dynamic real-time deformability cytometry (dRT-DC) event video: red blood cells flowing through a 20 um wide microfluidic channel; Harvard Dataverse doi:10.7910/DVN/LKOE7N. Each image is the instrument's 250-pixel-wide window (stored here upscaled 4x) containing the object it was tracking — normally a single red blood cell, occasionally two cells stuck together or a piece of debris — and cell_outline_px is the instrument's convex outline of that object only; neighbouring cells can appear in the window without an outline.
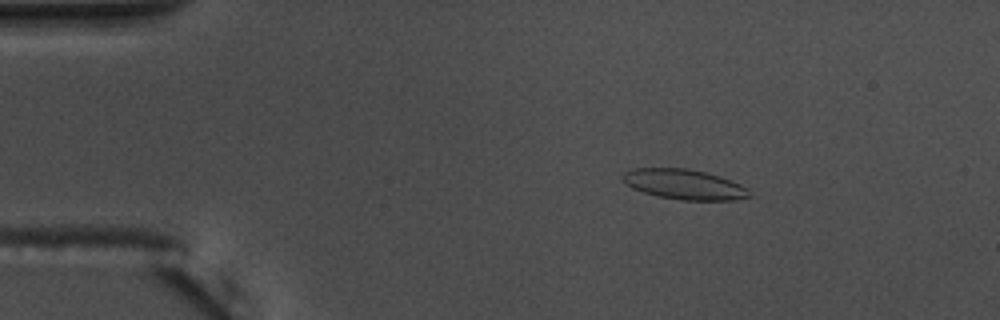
{"species": "common noctule bat (a hibernating species)", "species_latin": "Nyctalus noctula", "temperature_condition": "warm", "stored_images_in_passage": 49, "camera_frame_rate_fps": 3000, "um_per_image_px": 0.085, "animal": {"sex": "male", "body_mass_g": 17.5, "forearm_length_mm": 52.3}, "frame": {"image": 1, "passage_image": 3, "time_ms": 0.667, "image_size_px": [1000, 320], "cell_outline_px": [[752, 196], [736, 200], [680, 200], [660, 196], [644, 192], [632, 188], [620, 176], [624, 172], [632, 168], [688, 168], [720, 176], [740, 184], [748, 188]], "centroid_in_image_um": [58.18, 15.67], "position_along_channel_um": 26.8, "area_um2": 22.2}}
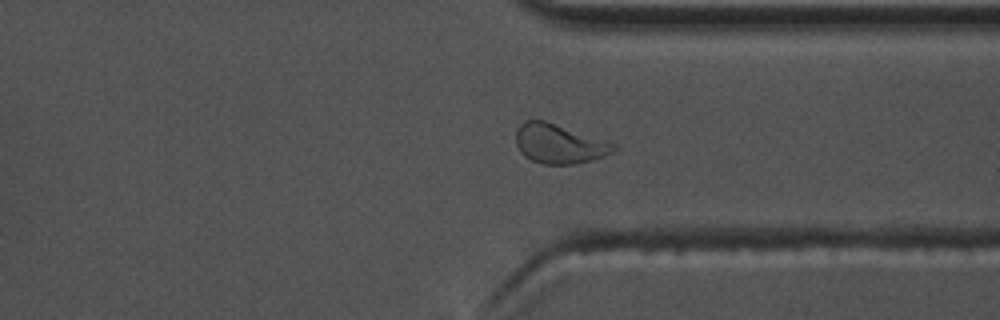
{"frame": {"image": 2, "passage_image": 36, "time_ms": 11.667, "image_size_px": [1000, 320], "cell_outline_px": [[620, 148], [604, 156], [592, 160], [576, 164], [544, 164], [532, 160], [524, 156], [520, 152], [516, 144], [516, 128], [524, 120], [544, 120], [616, 144]], "centroid_in_image_um": [47.51, 12.22], "position_along_channel_um": 363.9, "area_um2": 22.43}}
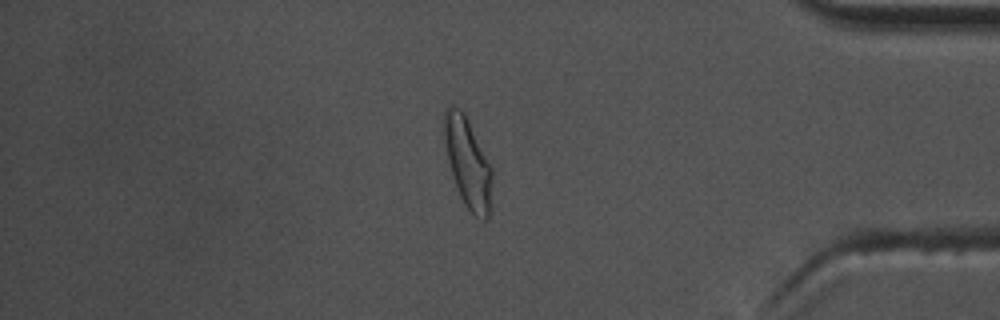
{"frame": {"image": 3, "passage_image": 41, "time_ms": 13.333, "image_size_px": [1000, 320], "cell_outline_px": [[492, 176], [488, 216], [484, 220], [480, 220], [472, 216], [464, 204], [460, 196], [452, 176], [448, 160], [444, 136], [444, 112], [452, 104], [460, 108], [464, 112], [492, 168]], "centroid_in_image_um": [39.75, 13.85], "position_along_channel_um": 395.4, "area_um2": 24.85}, "authors_computed_cell_mechanics": {"area_um2": 21.964, "velocity_mm_per_s": 3.6724, "shape_relaxation_time_tau1_ms": 7.0067, "shape_relaxation_time_tau2_ms": 1.4019, "deformation_change_tau1": 0.2091, "deformation_change_tau2": 0.0685}}